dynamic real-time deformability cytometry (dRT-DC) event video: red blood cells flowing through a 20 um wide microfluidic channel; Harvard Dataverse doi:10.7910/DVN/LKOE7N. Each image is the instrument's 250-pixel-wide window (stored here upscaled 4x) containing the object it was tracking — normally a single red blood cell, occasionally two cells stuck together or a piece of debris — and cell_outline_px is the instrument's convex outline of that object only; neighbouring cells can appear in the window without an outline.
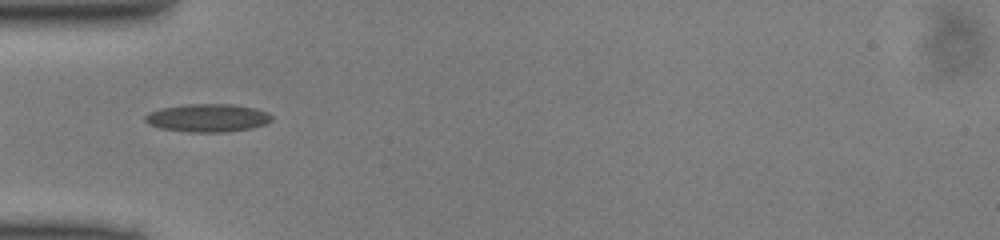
{"species": "common noctule bat (a hibernating species)", "species_latin": "Nyctalus noctula", "temperature_condition": "cold", "stored_images_in_passage": 9, "camera_frame_rate_fps": 3000, "um_per_image_px": 0.085, "animal": {"sex": "male", "body_mass_g": 13.0, "forearm_length_mm": 53.1}, "frame": {"image": 1, "passage_image": 1, "time_ms": 0.0, "image_size_px": [1000, 240], "cell_outline_px": [[272, 120], [264, 124], [252, 128], [228, 132], [188, 132], [160, 128], [148, 124], [144, 120], [144, 116], [148, 112], [160, 108], [184, 104], [232, 104], [256, 108], [268, 112], [272, 116]], "centroid_in_image_um": [17.63, 10.02], "position_along_channel_um": 67.4, "area_um2": 20.92}}
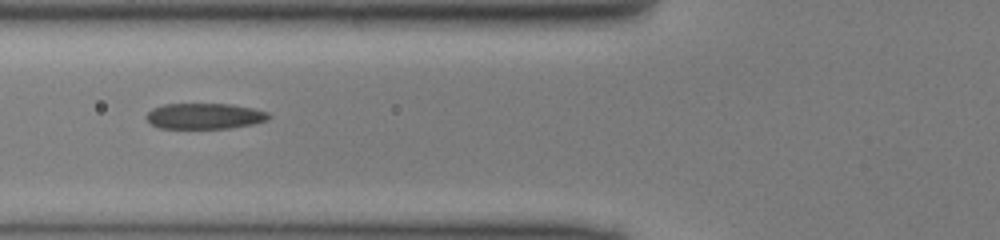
{"frame": {"image": 2, "passage_image": 4, "time_ms": 1.0, "image_size_px": [1000, 240], "cell_outline_px": [[272, 116], [268, 120], [252, 124], [228, 128], [160, 128], [152, 124], [144, 116], [152, 108], [164, 104], [232, 104], [252, 108], [268, 112]], "centroid_in_image_um": [17.4, 9.86], "position_along_channel_um": 108.4, "area_um2": 18.38}}
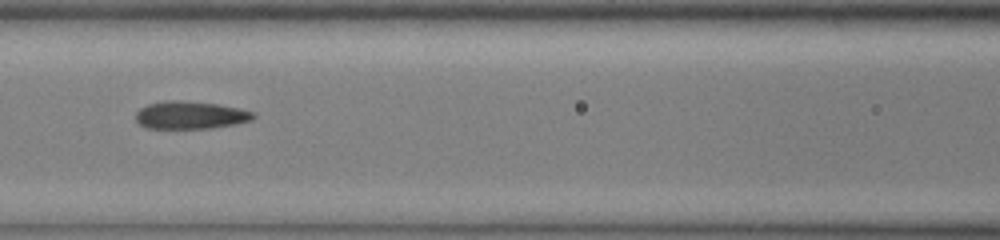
{"frame": {"image": 3, "passage_image": 7, "time_ms": 2.0, "image_size_px": [1000, 240], "cell_outline_px": [[256, 116], [252, 120], [236, 124], [212, 128], [144, 128], [136, 120], [136, 112], [140, 108], [148, 104], [164, 100], [176, 100], [216, 104], [240, 108], [256, 112]], "centroid_in_image_um": [16.2, 9.78], "position_along_channel_um": 150.4, "area_um2": 19.07}}